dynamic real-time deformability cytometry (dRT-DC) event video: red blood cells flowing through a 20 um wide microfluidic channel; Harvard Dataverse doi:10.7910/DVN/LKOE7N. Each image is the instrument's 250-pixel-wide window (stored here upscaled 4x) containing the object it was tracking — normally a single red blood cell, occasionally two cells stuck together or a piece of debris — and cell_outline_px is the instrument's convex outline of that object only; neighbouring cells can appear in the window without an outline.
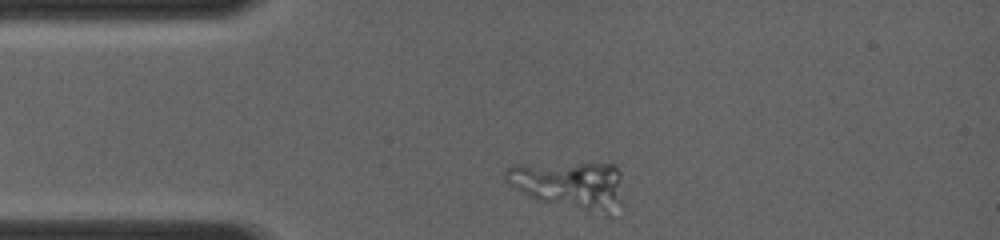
{"species": "common noctule bat (a hibernating species)", "species_latin": "Nyctalus noctula", "temperature_condition": "room temperature", "stored_images_in_passage": 19, "camera_frame_rate_fps": 4000, "um_per_image_px": 0.085, "animal": {"sex": "female", "body_mass_g": 19.0, "forearm_length_mm": 56.7}, "frame": {"image": 1, "passage_image": 1, "time_ms": 0.0, "image_size_px": [1000, 240], "cell_outline_px": [[624, 204], [612, 216], [608, 216], [540, 200], [528, 196], [508, 180], [504, 176], [504, 168], [512, 164], [616, 164], [620, 172]], "centroid_in_image_um": [48.55, 15.74], "position_along_channel_um": 36.5, "area_um2": 33.0}}
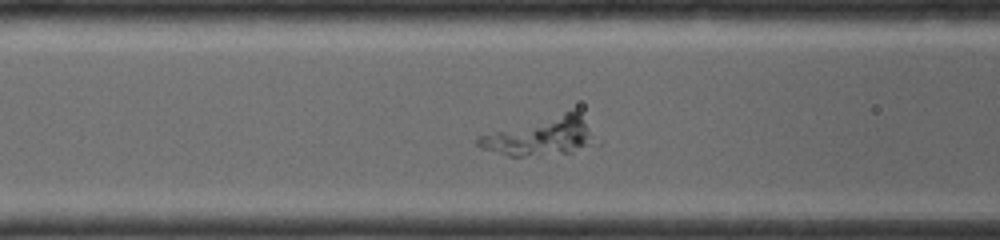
{"frame": {"image": 2, "passage_image": 10, "time_ms": 2.5, "image_size_px": [1000, 240], "cell_outline_px": [[592, 140], [572, 152], [540, 156], [508, 156], [480, 148], [476, 144], [476, 140], [480, 136], [564, 112], [576, 112], [580, 116]], "centroid_in_image_um": [45.82, 11.65], "position_along_channel_um": 120.8, "area_um2": 24.39}}
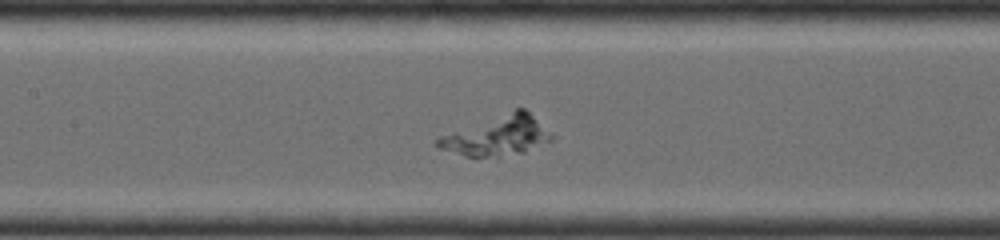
{"frame": {"image": 3, "passage_image": 14, "time_ms": 3.5, "image_size_px": [1000, 240], "cell_outline_px": [[552, 140], [524, 152], [500, 156], [464, 156], [436, 148], [436, 140], [440, 136], [516, 108], [524, 108], [552, 132]], "centroid_in_image_um": [42.28, 11.54], "position_along_channel_um": 165.1, "area_um2": 26.07}}